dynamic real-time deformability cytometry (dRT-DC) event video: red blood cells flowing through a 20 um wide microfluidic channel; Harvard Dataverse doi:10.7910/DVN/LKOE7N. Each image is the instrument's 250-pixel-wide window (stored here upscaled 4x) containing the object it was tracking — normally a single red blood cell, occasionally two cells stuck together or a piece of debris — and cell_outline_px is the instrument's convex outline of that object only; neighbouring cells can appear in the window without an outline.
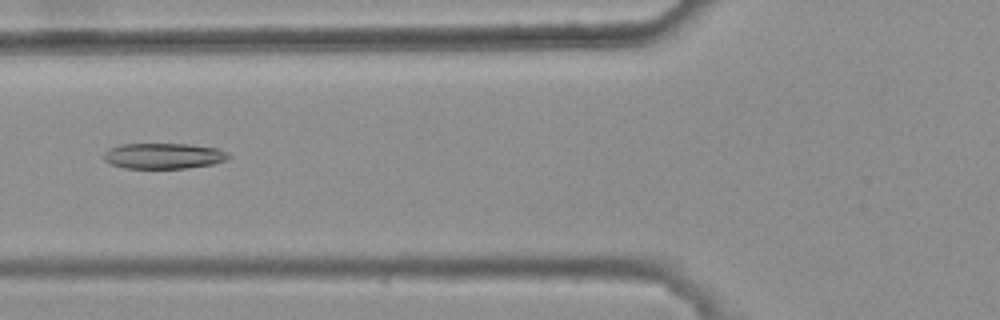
{"species": "common noctule bat (a hibernating species)", "species_latin": "Nyctalus noctula", "temperature_condition": "warm", "stored_images_in_passage": 6, "camera_frame_rate_fps": 3000, "um_per_image_px": 0.085, "animal": {"sex": "female", "body_mass_g": 25.1}, "frame": {"image": 1, "passage_image": 3, "time_ms": 0.667, "image_size_px": [1000, 320], "cell_outline_px": [[232, 156], [224, 160], [212, 164], [184, 168], [124, 168], [108, 164], [104, 160], [104, 152], [108, 148], [120, 144], [188, 144], [216, 148]], "centroid_in_image_um": [13.82, 13.25], "position_along_channel_um": 112.0, "area_um2": 18.61}}
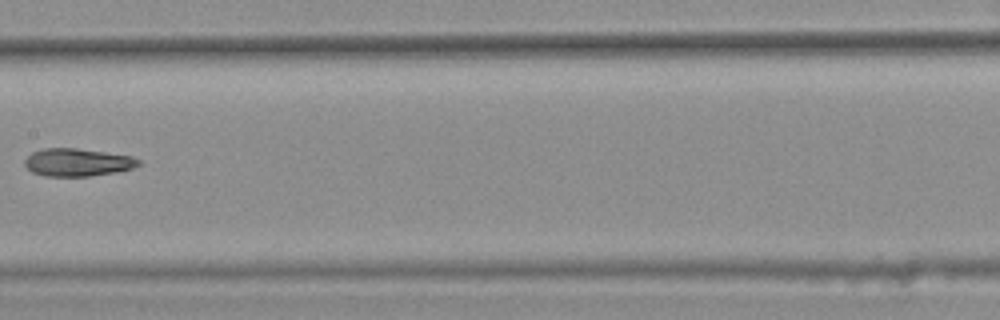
{"frame": {"image": 2, "passage_image": 5, "time_ms": 1.333, "image_size_px": [1000, 320], "cell_outline_px": [[140, 164], [132, 168], [116, 172], [88, 176], [44, 176], [32, 172], [24, 164], [24, 160], [32, 152], [44, 148], [76, 148], [132, 156], [140, 160]], "centroid_in_image_um": [6.57, 13.8], "position_along_channel_um": 200.8, "area_um2": 18.32}}
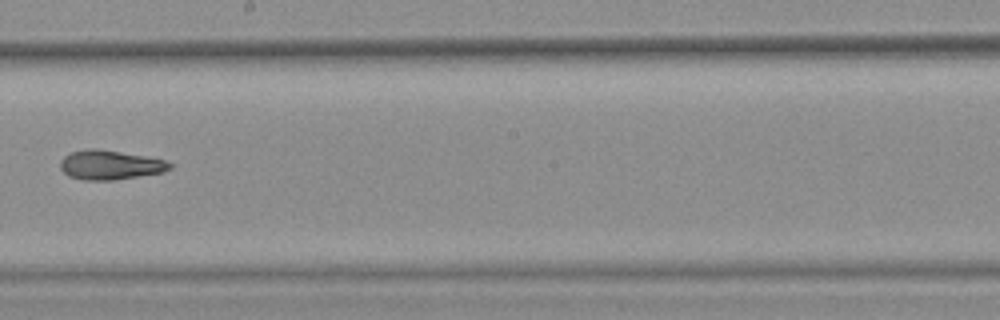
{"frame": {"image": 3, "passage_image": 6, "time_ms": 1.667, "image_size_px": [1000, 320], "cell_outline_px": [[172, 168], [164, 172], [112, 180], [84, 180], [68, 176], [60, 168], [60, 160], [64, 156], [72, 152], [88, 148], [96, 148], [120, 152], [164, 160], [172, 164]], "centroid_in_image_um": [9.32, 14.02], "position_along_channel_um": 238.9, "area_um2": 18.55}}